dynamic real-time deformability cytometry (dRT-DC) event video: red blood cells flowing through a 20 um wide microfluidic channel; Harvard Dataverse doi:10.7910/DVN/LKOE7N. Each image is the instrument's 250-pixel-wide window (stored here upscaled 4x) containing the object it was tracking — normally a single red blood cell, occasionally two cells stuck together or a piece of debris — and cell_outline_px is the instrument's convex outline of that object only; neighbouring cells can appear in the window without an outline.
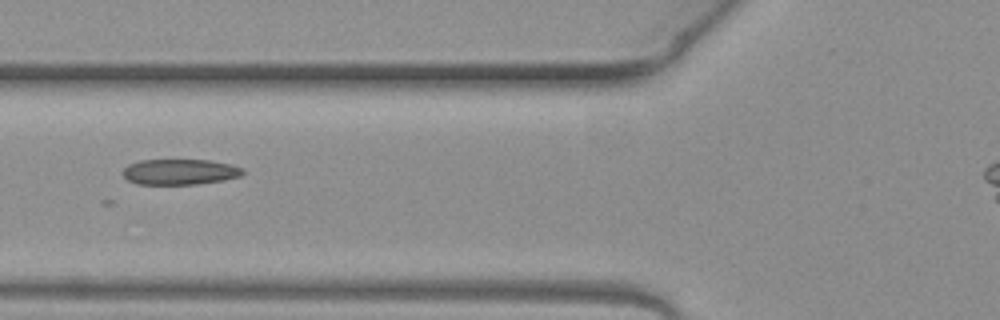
{"species": "common noctule bat (a hibernating species)", "species_latin": "Nyctalus noctula", "temperature_condition": "warm", "stored_images_in_passage": 5, "camera_frame_rate_fps": 3000, "um_per_image_px": 0.085, "animal": {"sex": "female", "body_mass_g": 19.3, "forearm_length_mm": 54.1}, "frame": {"image": 1, "passage_image": 5, "time_ms": 1.333, "image_size_px": [1000, 320], "cell_outline_px": [[244, 172], [240, 176], [224, 180], [196, 184], [136, 184], [128, 180], [120, 172], [128, 164], [140, 160], [208, 160], [232, 164], [244, 168]], "centroid_in_image_um": [15.28, 14.6], "position_along_channel_um": 110.5, "area_um2": 18.03}}